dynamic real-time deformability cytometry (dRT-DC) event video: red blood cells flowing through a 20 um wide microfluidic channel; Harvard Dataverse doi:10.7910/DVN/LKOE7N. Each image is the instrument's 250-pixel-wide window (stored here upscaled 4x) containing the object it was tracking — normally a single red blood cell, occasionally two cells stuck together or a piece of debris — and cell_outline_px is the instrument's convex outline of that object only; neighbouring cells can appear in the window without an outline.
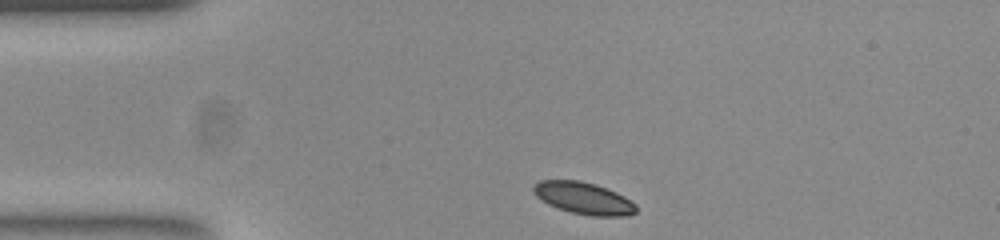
{"species": "common noctule bat (a hibernating species)", "species_latin": "Nyctalus noctula", "temperature_condition": "room temperature", "stored_images_in_passage": 35, "camera_frame_rate_fps": 3000, "um_per_image_px": 0.085, "animal": {"sex": "female", "body_mass_g": 23.0, "forearm_length_mm": 53.4}, "frame": {"image": 1, "passage_image": 1, "time_ms": 0.0, "image_size_px": [1000, 240], "cell_outline_px": [[636, 212], [628, 216], [592, 216], [572, 212], [556, 208], [548, 204], [536, 196], [532, 188], [540, 180], [580, 180], [616, 192], [624, 196], [636, 204]], "centroid_in_image_um": [49.61, 16.86], "position_along_channel_um": 35.4, "area_um2": 18.96}}
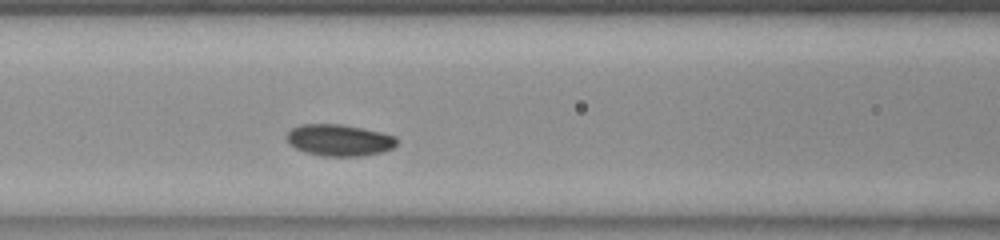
{"frame": {"image": 2, "passage_image": 12, "time_ms": 3.667, "image_size_px": [1000, 240], "cell_outline_px": [[396, 144], [392, 148], [380, 152], [364, 156], [320, 156], [304, 152], [296, 148], [288, 140], [288, 132], [292, 128], [300, 124], [340, 124], [380, 132], [396, 136]], "centroid_in_image_um": [28.83, 11.92], "position_along_channel_um": 137.8, "area_um2": 20.06}}
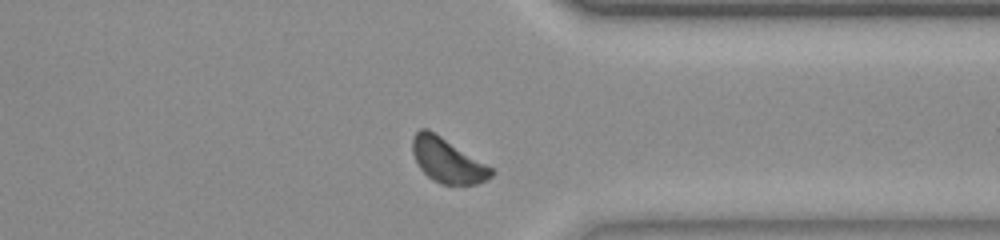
{"frame": {"image": 3, "passage_image": 31, "time_ms": 10.0, "image_size_px": [1000, 240], "cell_outline_px": [[496, 172], [492, 176], [476, 184], [440, 184], [432, 180], [420, 168], [412, 152], [412, 140], [416, 132], [420, 128], [428, 128], [496, 168]], "centroid_in_image_um": [38.08, 13.62], "position_along_channel_um": 373.3, "area_um2": 20.75}, "authors_computed_cell_mechanics": {"area_um2": 19.941, "velocity_mm_per_s": 3.7986, "shape_relaxation_time_tau1_ms": 0.8505, "shape_relaxation_time_tau2_ms": 5.3716, "deformation_change_tau1": 0.0445, "deformation_change_tau2": 0.084}}